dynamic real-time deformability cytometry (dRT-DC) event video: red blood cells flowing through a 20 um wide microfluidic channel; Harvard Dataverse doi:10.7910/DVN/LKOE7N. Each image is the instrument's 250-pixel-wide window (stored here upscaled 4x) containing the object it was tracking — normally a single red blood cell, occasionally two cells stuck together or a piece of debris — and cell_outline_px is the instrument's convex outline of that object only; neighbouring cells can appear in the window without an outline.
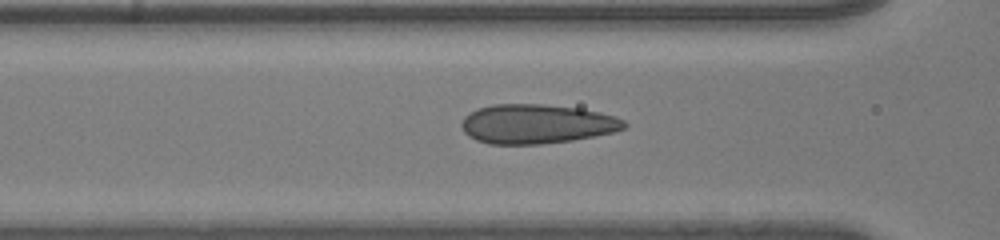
{"species": "human", "species_latin": "Homo sapiens", "temperature_condition": "room temperature", "stored_images_in_passage": 29, "camera_frame_rate_fps": 3000, "um_per_image_px": 0.085, "donor": {"sex": "male"}, "frame": {"image": 1, "passage_image": 6, "time_ms": 1.667, "image_size_px": [1000, 240], "cell_outline_px": [[628, 124], [624, 128], [616, 132], [596, 136], [572, 140], [540, 144], [488, 144], [476, 140], [468, 136], [464, 132], [460, 124], [464, 116], [476, 108], [492, 104], [540, 104], [580, 108], [600, 112], [616, 116], [624, 120]], "centroid_in_image_um": [45.61, 10.53], "position_along_channel_um": 121.0, "area_um2": 37.69}}
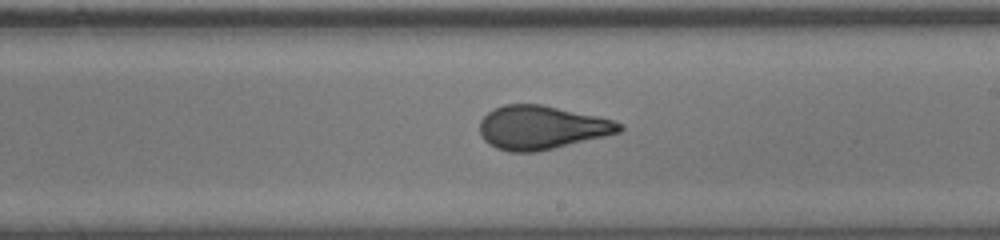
{"frame": {"image": 2, "passage_image": 15, "time_ms": 4.667, "image_size_px": [1000, 240], "cell_outline_px": [[624, 128], [620, 132], [604, 136], [536, 152], [508, 152], [496, 148], [488, 144], [484, 140], [480, 132], [480, 120], [488, 112], [504, 104], [540, 104], [596, 116], [612, 120], [624, 124]], "centroid_in_image_um": [46.01, 10.84], "position_along_channel_um": 243.0, "area_um2": 35.26}}
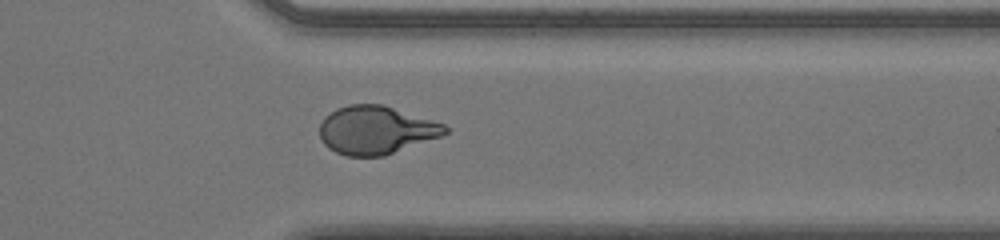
{"frame": {"image": 3, "passage_image": 25, "time_ms": 8.0, "image_size_px": [1000, 240], "cell_outline_px": [[448, 132], [440, 136], [384, 156], [348, 156], [336, 152], [328, 148], [324, 144], [320, 136], [320, 124], [324, 116], [336, 108], [348, 104], [384, 104], [444, 124], [448, 128]], "centroid_in_image_um": [31.93, 11.04], "position_along_channel_um": 379.5, "area_um2": 35.2}}